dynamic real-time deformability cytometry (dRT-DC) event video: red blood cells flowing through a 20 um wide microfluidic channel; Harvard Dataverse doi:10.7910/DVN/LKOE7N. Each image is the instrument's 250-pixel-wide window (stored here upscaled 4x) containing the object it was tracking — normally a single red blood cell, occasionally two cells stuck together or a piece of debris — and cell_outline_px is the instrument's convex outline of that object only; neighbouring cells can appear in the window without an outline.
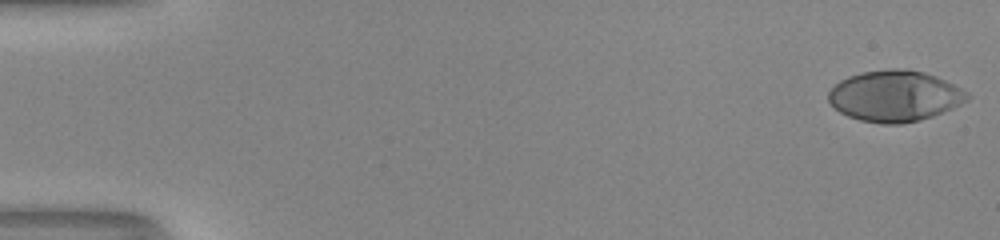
{"species": "human", "species_latin": "Homo sapiens", "temperature_condition": "room temperature", "stored_images_in_passage": 53, "camera_frame_rate_fps": 3000, "um_per_image_px": 0.085, "donor": {"sex": "male"}, "frame": {"image": 1, "passage_image": 1, "time_ms": 0.0, "image_size_px": [1000, 240], "cell_outline_px": [[972, 96], [968, 100], [952, 108], [932, 116], [920, 120], [900, 124], [880, 124], [860, 120], [848, 116], [840, 112], [828, 100], [828, 92], [840, 80], [848, 76], [864, 72], [888, 68], [904, 68], [924, 72], [944, 80], [968, 92]], "centroid_in_image_um": [76.06, 8.16], "position_along_channel_um": 8.9, "area_um2": 41.21}}
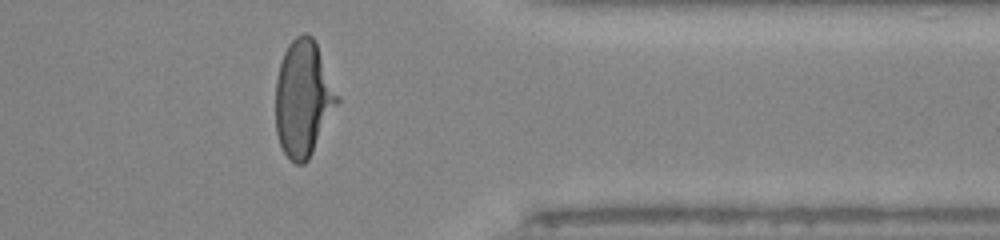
{"frame": {"image": 2, "passage_image": 43, "time_ms": 14.0, "image_size_px": [1000, 240], "cell_outline_px": [[340, 100], [308, 160], [304, 164], [296, 164], [284, 152], [280, 144], [276, 132], [276, 80], [280, 64], [284, 52], [288, 44], [296, 36], [304, 32], [312, 36], [316, 40], [340, 96]], "centroid_in_image_um": [25.8, 8.33], "position_along_channel_um": 385.6, "area_um2": 41.91}}
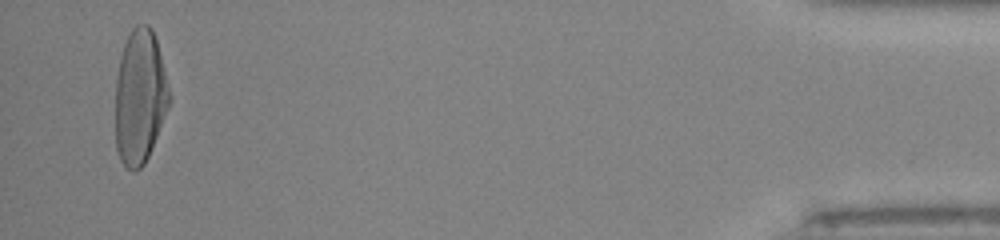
{"frame": {"image": 3, "passage_image": 51, "time_ms": 16.667, "image_size_px": [1000, 240], "cell_outline_px": [[172, 100], [148, 156], [144, 164], [136, 172], [132, 172], [120, 160], [116, 148], [116, 80], [120, 56], [124, 44], [132, 28], [136, 24], [148, 24], [152, 28], [156, 40], [172, 96]], "centroid_in_image_um": [11.9, 8.23], "position_along_channel_um": 423.3, "area_um2": 42.43}, "authors_computed_cell_mechanics": {"area_um2": 40.8068, "velocity_mm_per_s": 4.0438, "shape_relaxation_time_tau1_ms": 4.6028, "shape_relaxation_time_tau2_ms": null, "deformation_change_tau1": 0.2528, "deformation_change_tau2": null}}